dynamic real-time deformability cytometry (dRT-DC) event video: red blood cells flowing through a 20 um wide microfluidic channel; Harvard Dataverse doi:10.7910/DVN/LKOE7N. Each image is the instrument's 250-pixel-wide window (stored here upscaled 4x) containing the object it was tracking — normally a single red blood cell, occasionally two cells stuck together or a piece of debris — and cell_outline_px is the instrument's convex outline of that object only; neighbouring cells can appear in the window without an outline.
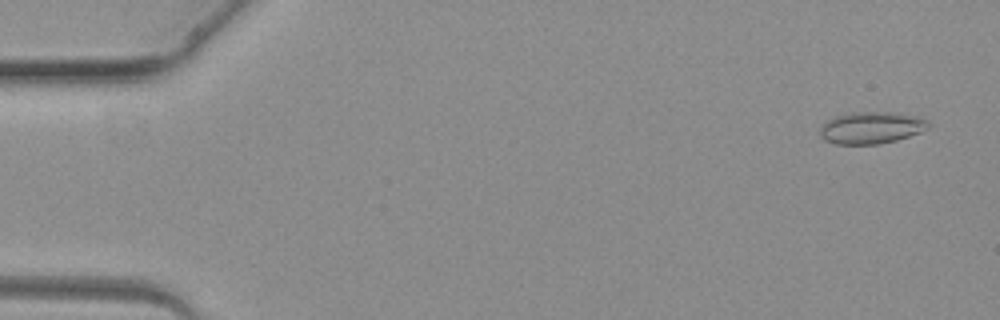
{"species": "common noctule bat (a hibernating species)", "species_latin": "Nyctalus noctula", "temperature_condition": "warm", "stored_images_in_passage": 40, "camera_frame_rate_fps": 3000, "um_per_image_px": 0.085, "animal": {"sex": "female", "body_mass_g": 19.3, "forearm_length_mm": 54.1}, "frame": {"image": 1, "passage_image": 2, "time_ms": 0.333, "image_size_px": [1000, 320], "cell_outline_px": [[928, 128], [920, 132], [896, 140], [880, 144], [836, 144], [824, 140], [820, 136], [820, 128], [828, 120], [836, 116], [852, 112], [888, 112], [912, 116], [928, 120]], "centroid_in_image_um": [74.02, 10.87], "position_along_channel_um": 11.0, "area_um2": 19.88}}
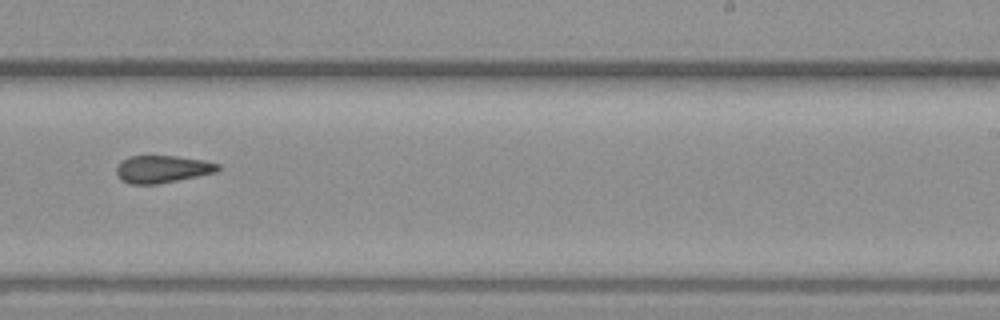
{"frame": {"image": 2, "passage_image": 25, "time_ms": 8.0, "image_size_px": [1000, 320], "cell_outline_px": [[220, 168], [216, 172], [156, 184], [128, 184], [120, 180], [116, 176], [116, 168], [128, 156], [176, 156], [204, 160], [220, 164]], "centroid_in_image_um": [13.77, 14.37], "position_along_channel_um": 275.2, "area_um2": 16.13}}
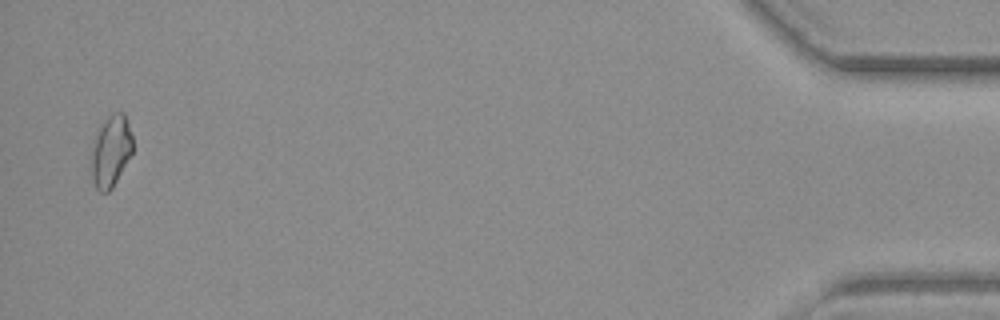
{"frame": {"image": 3, "passage_image": 39, "time_ms": 12.667, "image_size_px": [1000, 320], "cell_outline_px": [[132, 152], [112, 188], [108, 192], [100, 192], [96, 188], [88, 168], [96, 128], [112, 112], [124, 112], [128, 120], [132, 136]], "centroid_in_image_um": [9.37, 12.82], "position_along_channel_um": 425.8, "area_um2": 17.74}}